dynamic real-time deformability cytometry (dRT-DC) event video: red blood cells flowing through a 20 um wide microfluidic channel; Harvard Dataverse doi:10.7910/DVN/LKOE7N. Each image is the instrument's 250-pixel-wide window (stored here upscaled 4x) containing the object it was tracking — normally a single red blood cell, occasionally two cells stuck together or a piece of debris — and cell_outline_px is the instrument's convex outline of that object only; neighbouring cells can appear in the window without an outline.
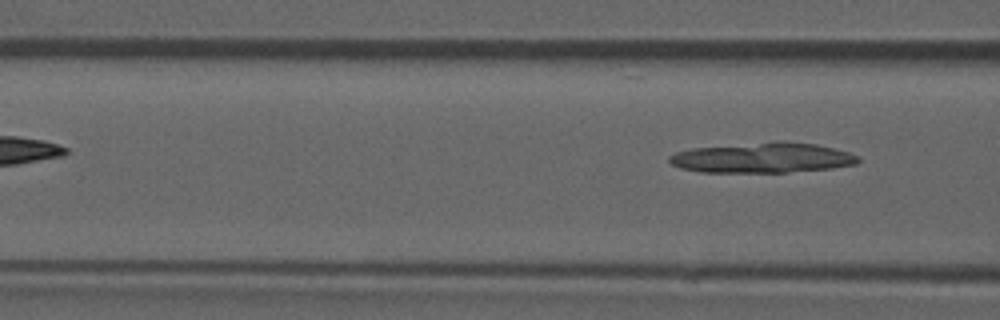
{"species": "common noctule bat (a hibernating species)", "species_latin": "Nyctalus noctula", "temperature_condition": "room temperature", "stored_images_in_passage": 3, "camera_frame_rate_fps": 3000, "um_per_image_px": 0.085, "animal": {"sex": "male", "forearm_length_mm": 52.5}, "frame": {"image": 1, "passage_image": 3, "time_ms": 0.667, "image_size_px": [1000, 320], "cell_outline_px": [[860, 160], [856, 164], [832, 168], [788, 172], [700, 172], [680, 168], [672, 164], [668, 160], [668, 156], [676, 152], [692, 148], [780, 140], [784, 140], [816, 144], [848, 152], [856, 156]], "centroid_in_image_um": [64.79, 13.4], "position_along_channel_um": 101.8, "area_um2": 33.35}}